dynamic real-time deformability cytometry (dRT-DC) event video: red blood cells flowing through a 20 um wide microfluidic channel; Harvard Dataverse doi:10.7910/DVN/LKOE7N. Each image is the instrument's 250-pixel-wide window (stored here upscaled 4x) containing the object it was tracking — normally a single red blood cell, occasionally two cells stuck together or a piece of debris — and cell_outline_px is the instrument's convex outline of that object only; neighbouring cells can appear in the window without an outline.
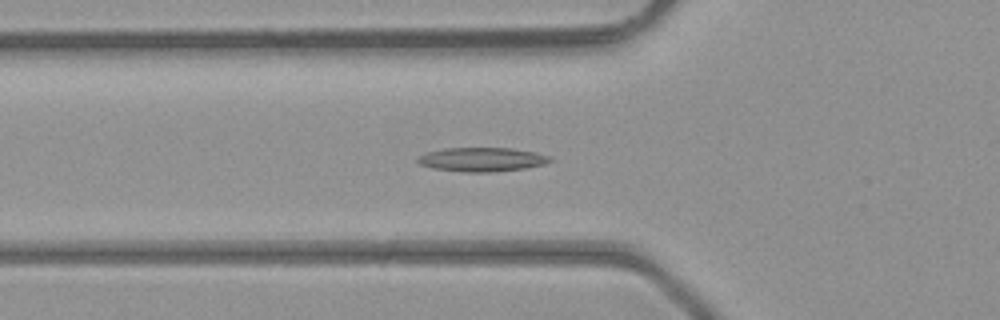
{"species": "common noctule bat (a hibernating species)", "species_latin": "Nyctalus noctula", "temperature_condition": "room temperature", "stored_images_in_passage": 37, "camera_frame_rate_fps": 3000, "um_per_image_px": 0.085, "animal": {"sex": "male", "body_mass_g": 23.1, "forearm_length_mm": 52.7}, "frame": {"image": 1, "passage_image": 6, "time_ms": 1.667, "image_size_px": [1000, 320], "cell_outline_px": [[552, 160], [544, 164], [524, 168], [492, 172], [464, 172], [432, 168], [420, 164], [416, 160], [420, 156], [428, 152], [444, 148], [512, 148], [536, 152], [548, 156]], "centroid_in_image_um": [40.96, 13.55], "position_along_channel_um": 84.8, "area_um2": 18.38}}
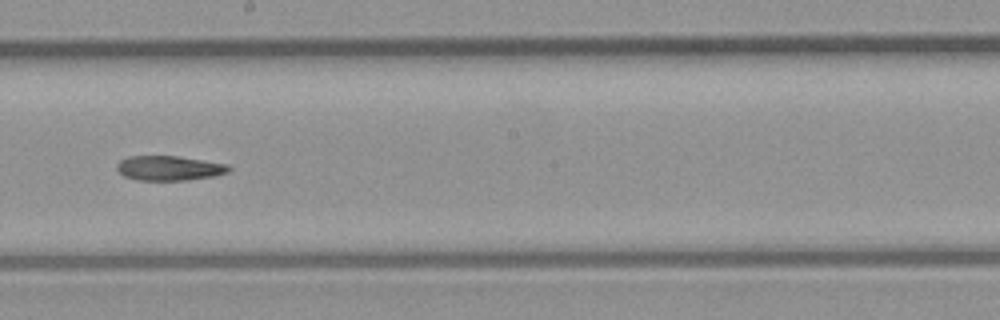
{"frame": {"image": 2, "passage_image": 16, "time_ms": 5.0, "image_size_px": [1000, 320], "cell_outline_px": [[232, 168], [228, 172], [216, 176], [188, 180], [140, 180], [124, 176], [116, 168], [116, 164], [120, 160], [128, 156], [176, 156], [228, 164]], "centroid_in_image_um": [14.4, 14.29], "position_along_channel_um": 233.8, "area_um2": 16.13}}
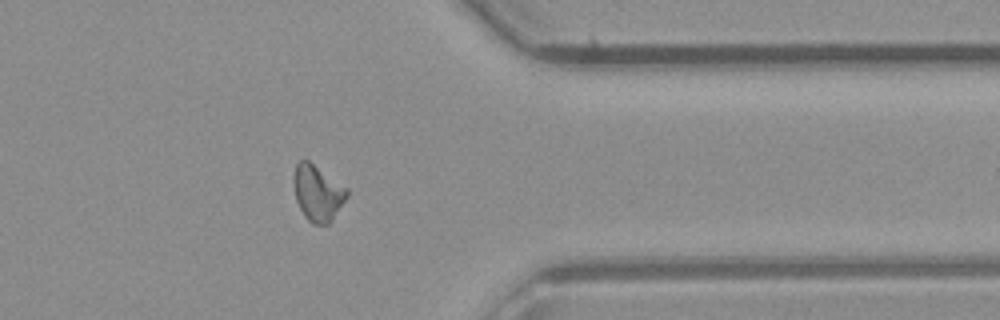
{"frame": {"image": 3, "passage_image": 27, "time_ms": 8.667, "image_size_px": [1000, 320], "cell_outline_px": [[348, 196], [332, 220], [328, 224], [312, 224], [304, 216], [296, 200], [292, 180], [296, 164], [300, 160], [308, 160], [348, 188]], "centroid_in_image_um": [26.99, 16.4], "position_along_channel_um": 384.4, "area_um2": 17.4}}